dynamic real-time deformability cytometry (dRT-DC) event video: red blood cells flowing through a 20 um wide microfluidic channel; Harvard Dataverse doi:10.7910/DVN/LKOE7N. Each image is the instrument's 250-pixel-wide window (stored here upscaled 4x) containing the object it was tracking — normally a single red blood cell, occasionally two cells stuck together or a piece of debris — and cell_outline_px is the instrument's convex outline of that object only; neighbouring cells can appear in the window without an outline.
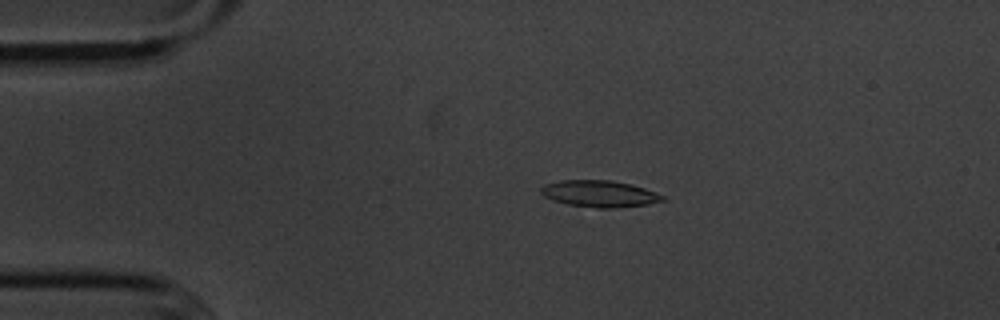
{"species": "common noctule bat (a hibernating species)", "species_latin": "Nyctalus noctula", "temperature_condition": "cold", "stored_images_in_passage": 55, "camera_frame_rate_fps": 3000, "um_per_image_px": 0.085, "animal": {"sex": "male", "body_mass_g": 20.1, "forearm_length_mm": 53.5}, "frame": {"image": 1, "passage_image": 11, "time_ms": 3.333, "image_size_px": [1000, 320], "cell_outline_px": [[668, 200], [648, 204], [616, 208], [596, 208], [568, 204], [552, 200], [544, 196], [540, 192], [540, 188], [544, 184], [560, 180], [612, 180], [644, 188], [656, 192], [664, 196]], "centroid_in_image_um": [50.96, 16.47], "position_along_channel_um": 34.0, "area_um2": 18.96}}
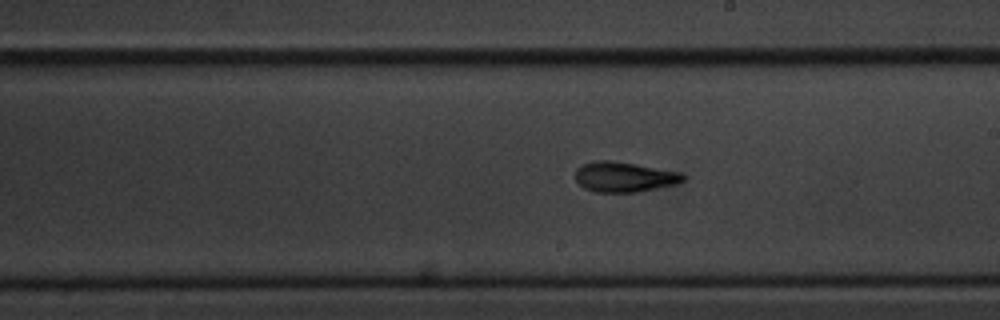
{"frame": {"image": 2, "passage_image": 31, "time_ms": 10.0, "image_size_px": [1000, 320], "cell_outline_px": [[684, 180], [676, 184], [636, 192], [596, 192], [584, 188], [576, 180], [576, 168], [584, 164], [596, 160], [608, 160], [636, 164], [680, 172], [684, 176]], "centroid_in_image_um": [53.04, 15.04], "position_along_channel_um": 236.0, "area_um2": 18.73}}
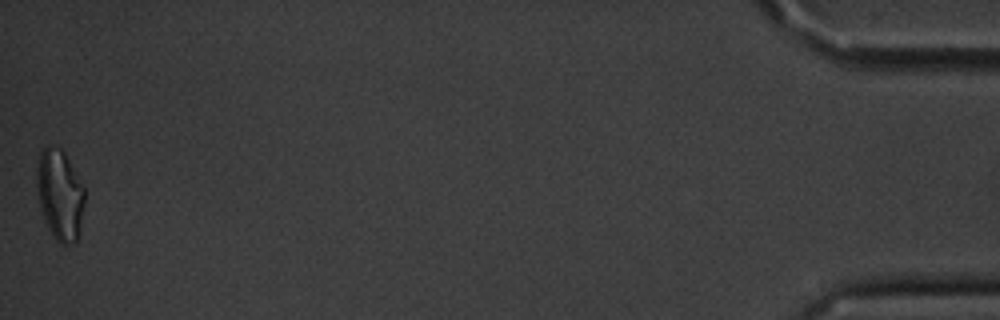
{"frame": {"image": 3, "passage_image": 55, "time_ms": 18.0, "image_size_px": [1000, 320], "cell_outline_px": [[84, 204], [80, 236], [72, 244], [60, 244], [52, 236], [44, 220], [40, 208], [36, 184], [36, 168], [40, 152], [48, 144], [60, 148], [64, 152], [84, 188]], "centroid_in_image_um": [5.08, 16.58], "position_along_channel_um": 430.1, "area_um2": 25.55}, "authors_computed_cell_mechanics": {"area_um2": 18.4382, "velocity_mm_per_s": 3.6051, "shape_relaxation_time_tau1_ms": 3.0687, "shape_relaxation_time_tau2_ms": 6.0537, "deformation_change_tau1": 0.1389, "deformation_change_tau2": 0.1386}}